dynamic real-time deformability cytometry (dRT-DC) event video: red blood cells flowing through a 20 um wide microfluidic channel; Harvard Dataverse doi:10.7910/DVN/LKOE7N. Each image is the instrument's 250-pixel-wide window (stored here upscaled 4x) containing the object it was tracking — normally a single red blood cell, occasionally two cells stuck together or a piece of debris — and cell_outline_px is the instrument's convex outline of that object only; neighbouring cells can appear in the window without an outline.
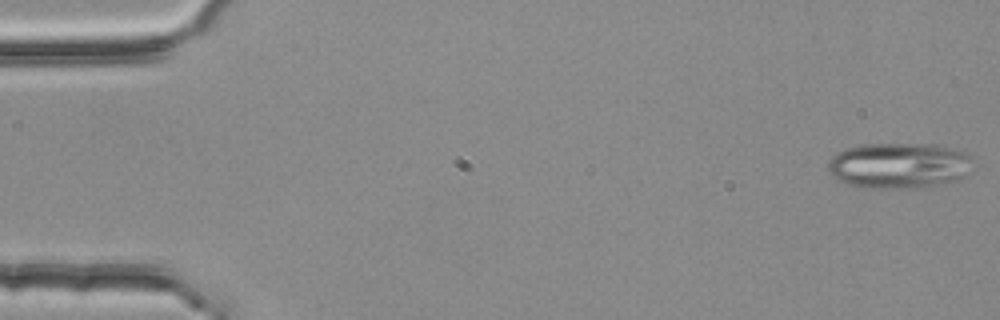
{"species": "common noctule bat (a hibernating species)", "species_latin": "Nyctalus noctula", "temperature_condition": "room temperature", "stored_images_in_passage": 5, "camera_frame_rate_fps": 3000, "um_per_image_px": 0.085, "animal": {"sex": "female", "body_mass_g": 25.1}, "frame": {"image": 1, "passage_image": 1, "time_ms": 0.0, "image_size_px": [1000, 320], "cell_outline_px": [[968, 160], [964, 176], [960, 180], [924, 188], [864, 188], [848, 184], [836, 180], [828, 172], [828, 160], [836, 152], [844, 148], [864, 144], [936, 144], [952, 148], [968, 156]], "centroid_in_image_um": [76.3, 14.08], "position_along_channel_um": 8.7, "area_um2": 38.67}}